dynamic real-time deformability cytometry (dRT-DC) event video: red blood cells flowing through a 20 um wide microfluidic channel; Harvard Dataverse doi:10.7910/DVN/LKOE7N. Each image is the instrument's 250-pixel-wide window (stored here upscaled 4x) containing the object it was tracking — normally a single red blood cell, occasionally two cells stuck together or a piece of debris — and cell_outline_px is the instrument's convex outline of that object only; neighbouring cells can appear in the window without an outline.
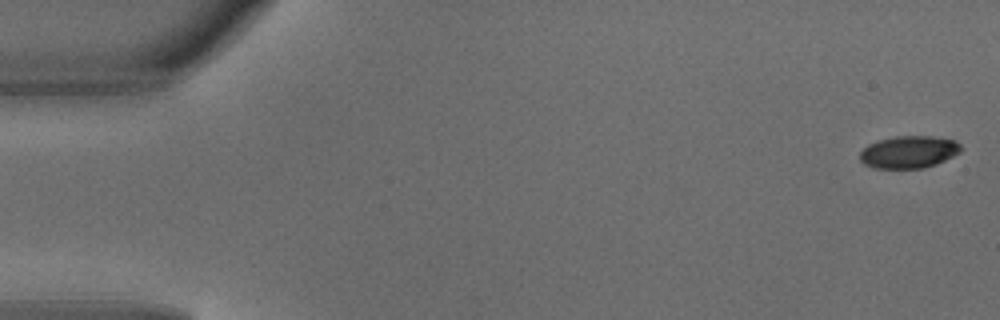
{"species": "common noctule bat (a hibernating species)", "species_latin": "Nyctalus noctula", "temperature_condition": "warm", "stored_images_in_passage": 7, "camera_frame_rate_fps": 3000, "um_per_image_px": 0.085, "animal": {"sex": "male", "body_mass_g": 18.8}, "frame": {"image": 1, "passage_image": 1, "time_ms": 0.0, "image_size_px": [1000, 320], "cell_outline_px": [[964, 148], [960, 152], [936, 164], [924, 168], [876, 168], [864, 164], [860, 160], [860, 152], [868, 144], [880, 140], [896, 136], [932, 136], [956, 140]], "centroid_in_image_um": [77.27, 12.91], "position_along_channel_um": 7.7, "area_um2": 19.02}}
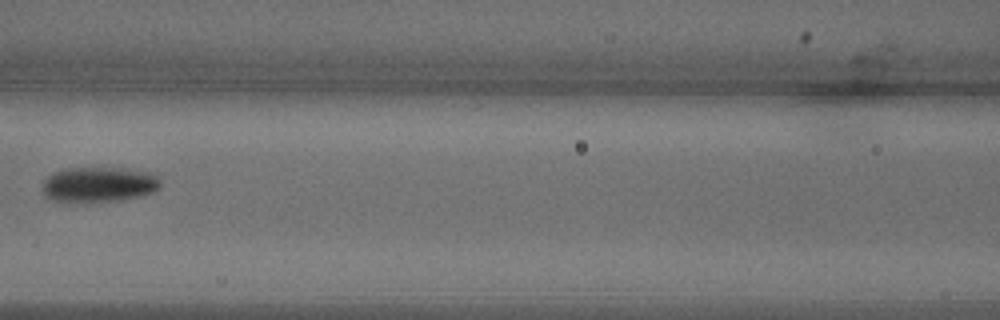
{"frame": {"image": 2, "passage_image": 6, "time_ms": 1.667, "image_size_px": [1000, 320], "cell_outline_px": [[160, 184], [152, 192], [120, 200], [52, 200], [44, 196], [44, 180], [52, 172], [64, 168], [124, 168], [156, 172], [160, 180]], "centroid_in_image_um": [8.43, 15.63], "position_along_channel_um": 158.2, "area_um2": 23.76}}
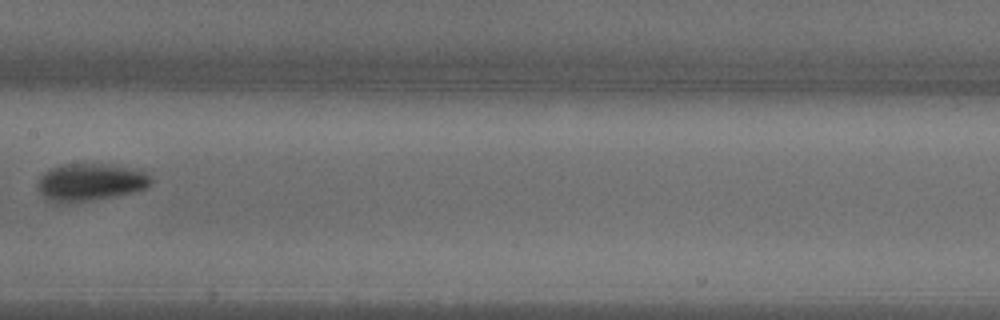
{"frame": {"image": 3, "passage_image": 7, "time_ms": 2.0, "image_size_px": [1000, 320], "cell_outline_px": [[152, 184], [144, 188], [132, 192], [116, 196], [92, 200], [64, 204], [56, 204], [44, 200], [36, 188], [36, 184], [40, 176], [44, 172], [60, 164], [112, 164], [136, 168], [148, 172], [152, 180]], "centroid_in_image_um": [7.63, 15.5], "position_along_channel_um": 199.8, "area_um2": 25.49}}